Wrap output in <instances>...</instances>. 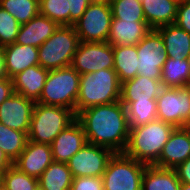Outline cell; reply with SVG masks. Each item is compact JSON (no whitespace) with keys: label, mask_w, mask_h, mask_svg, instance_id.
Listing matches in <instances>:
<instances>
[{"label":"cell","mask_w":190,"mask_h":190,"mask_svg":"<svg viewBox=\"0 0 190 190\" xmlns=\"http://www.w3.org/2000/svg\"><path fill=\"white\" fill-rule=\"evenodd\" d=\"M87 143L103 146L114 153H123L128 142L130 125L121 101L95 105L76 115Z\"/></svg>","instance_id":"cell-1"},{"label":"cell","mask_w":190,"mask_h":190,"mask_svg":"<svg viewBox=\"0 0 190 190\" xmlns=\"http://www.w3.org/2000/svg\"><path fill=\"white\" fill-rule=\"evenodd\" d=\"M174 126L155 119L145 125L130 127L124 154L147 165H153L160 157Z\"/></svg>","instance_id":"cell-2"},{"label":"cell","mask_w":190,"mask_h":190,"mask_svg":"<svg viewBox=\"0 0 190 190\" xmlns=\"http://www.w3.org/2000/svg\"><path fill=\"white\" fill-rule=\"evenodd\" d=\"M121 82L114 68L82 74L76 115L89 107L120 101Z\"/></svg>","instance_id":"cell-3"},{"label":"cell","mask_w":190,"mask_h":190,"mask_svg":"<svg viewBox=\"0 0 190 190\" xmlns=\"http://www.w3.org/2000/svg\"><path fill=\"white\" fill-rule=\"evenodd\" d=\"M80 77L72 66L49 70L41 96L36 103L66 107L76 115Z\"/></svg>","instance_id":"cell-4"},{"label":"cell","mask_w":190,"mask_h":190,"mask_svg":"<svg viewBox=\"0 0 190 190\" xmlns=\"http://www.w3.org/2000/svg\"><path fill=\"white\" fill-rule=\"evenodd\" d=\"M75 119V113L66 107L35 103L28 131V140L51 144L61 131Z\"/></svg>","instance_id":"cell-5"},{"label":"cell","mask_w":190,"mask_h":190,"mask_svg":"<svg viewBox=\"0 0 190 190\" xmlns=\"http://www.w3.org/2000/svg\"><path fill=\"white\" fill-rule=\"evenodd\" d=\"M80 43L73 25L59 26L53 35L38 47L39 65L48 70L71 66Z\"/></svg>","instance_id":"cell-6"},{"label":"cell","mask_w":190,"mask_h":190,"mask_svg":"<svg viewBox=\"0 0 190 190\" xmlns=\"http://www.w3.org/2000/svg\"><path fill=\"white\" fill-rule=\"evenodd\" d=\"M146 166L124 153H114L102 175L104 190H141Z\"/></svg>","instance_id":"cell-7"},{"label":"cell","mask_w":190,"mask_h":190,"mask_svg":"<svg viewBox=\"0 0 190 190\" xmlns=\"http://www.w3.org/2000/svg\"><path fill=\"white\" fill-rule=\"evenodd\" d=\"M112 18L109 2L89 4L73 25L80 42H107Z\"/></svg>","instance_id":"cell-8"},{"label":"cell","mask_w":190,"mask_h":190,"mask_svg":"<svg viewBox=\"0 0 190 190\" xmlns=\"http://www.w3.org/2000/svg\"><path fill=\"white\" fill-rule=\"evenodd\" d=\"M157 101V119L174 127H185L190 113V86L163 87Z\"/></svg>","instance_id":"cell-9"},{"label":"cell","mask_w":190,"mask_h":190,"mask_svg":"<svg viewBox=\"0 0 190 190\" xmlns=\"http://www.w3.org/2000/svg\"><path fill=\"white\" fill-rule=\"evenodd\" d=\"M136 46L138 55V75L161 81V69L168 56L164 40L160 33L156 29H151Z\"/></svg>","instance_id":"cell-10"},{"label":"cell","mask_w":190,"mask_h":190,"mask_svg":"<svg viewBox=\"0 0 190 190\" xmlns=\"http://www.w3.org/2000/svg\"><path fill=\"white\" fill-rule=\"evenodd\" d=\"M71 66L80 74L114 68L113 46L108 42H80Z\"/></svg>","instance_id":"cell-11"},{"label":"cell","mask_w":190,"mask_h":190,"mask_svg":"<svg viewBox=\"0 0 190 190\" xmlns=\"http://www.w3.org/2000/svg\"><path fill=\"white\" fill-rule=\"evenodd\" d=\"M114 152L106 147L87 143L68 162L73 178L102 177Z\"/></svg>","instance_id":"cell-12"},{"label":"cell","mask_w":190,"mask_h":190,"mask_svg":"<svg viewBox=\"0 0 190 190\" xmlns=\"http://www.w3.org/2000/svg\"><path fill=\"white\" fill-rule=\"evenodd\" d=\"M35 101L14 93L0 105V123L28 134Z\"/></svg>","instance_id":"cell-13"},{"label":"cell","mask_w":190,"mask_h":190,"mask_svg":"<svg viewBox=\"0 0 190 190\" xmlns=\"http://www.w3.org/2000/svg\"><path fill=\"white\" fill-rule=\"evenodd\" d=\"M190 157V128L175 127L163 146L159 159L153 164L175 169Z\"/></svg>","instance_id":"cell-14"},{"label":"cell","mask_w":190,"mask_h":190,"mask_svg":"<svg viewBox=\"0 0 190 190\" xmlns=\"http://www.w3.org/2000/svg\"><path fill=\"white\" fill-rule=\"evenodd\" d=\"M53 162L51 144L29 141L14 166L28 176L38 179Z\"/></svg>","instance_id":"cell-15"},{"label":"cell","mask_w":190,"mask_h":190,"mask_svg":"<svg viewBox=\"0 0 190 190\" xmlns=\"http://www.w3.org/2000/svg\"><path fill=\"white\" fill-rule=\"evenodd\" d=\"M85 144L84 129L75 119L51 143L53 161L67 163Z\"/></svg>","instance_id":"cell-16"},{"label":"cell","mask_w":190,"mask_h":190,"mask_svg":"<svg viewBox=\"0 0 190 190\" xmlns=\"http://www.w3.org/2000/svg\"><path fill=\"white\" fill-rule=\"evenodd\" d=\"M163 88L162 82L137 75L121 83L120 101L126 107L129 103L142 100H156Z\"/></svg>","instance_id":"cell-17"},{"label":"cell","mask_w":190,"mask_h":190,"mask_svg":"<svg viewBox=\"0 0 190 190\" xmlns=\"http://www.w3.org/2000/svg\"><path fill=\"white\" fill-rule=\"evenodd\" d=\"M150 31L146 21L112 18L107 42L112 46L137 45Z\"/></svg>","instance_id":"cell-18"},{"label":"cell","mask_w":190,"mask_h":190,"mask_svg":"<svg viewBox=\"0 0 190 190\" xmlns=\"http://www.w3.org/2000/svg\"><path fill=\"white\" fill-rule=\"evenodd\" d=\"M59 25L40 13L28 23L20 26L16 37V44L39 47L49 39Z\"/></svg>","instance_id":"cell-19"},{"label":"cell","mask_w":190,"mask_h":190,"mask_svg":"<svg viewBox=\"0 0 190 190\" xmlns=\"http://www.w3.org/2000/svg\"><path fill=\"white\" fill-rule=\"evenodd\" d=\"M49 70L34 65L12 77L14 93L30 98L35 102L40 98Z\"/></svg>","instance_id":"cell-20"},{"label":"cell","mask_w":190,"mask_h":190,"mask_svg":"<svg viewBox=\"0 0 190 190\" xmlns=\"http://www.w3.org/2000/svg\"><path fill=\"white\" fill-rule=\"evenodd\" d=\"M3 49L8 78H12L28 67L39 65L38 47L13 43L4 46Z\"/></svg>","instance_id":"cell-21"},{"label":"cell","mask_w":190,"mask_h":190,"mask_svg":"<svg viewBox=\"0 0 190 190\" xmlns=\"http://www.w3.org/2000/svg\"><path fill=\"white\" fill-rule=\"evenodd\" d=\"M145 20L151 29L175 23L178 5L171 0H142Z\"/></svg>","instance_id":"cell-22"},{"label":"cell","mask_w":190,"mask_h":190,"mask_svg":"<svg viewBox=\"0 0 190 190\" xmlns=\"http://www.w3.org/2000/svg\"><path fill=\"white\" fill-rule=\"evenodd\" d=\"M162 36L167 56L171 59H186L190 52V34L175 23L156 29Z\"/></svg>","instance_id":"cell-23"},{"label":"cell","mask_w":190,"mask_h":190,"mask_svg":"<svg viewBox=\"0 0 190 190\" xmlns=\"http://www.w3.org/2000/svg\"><path fill=\"white\" fill-rule=\"evenodd\" d=\"M180 181L174 169L147 165L141 190H180Z\"/></svg>","instance_id":"cell-24"},{"label":"cell","mask_w":190,"mask_h":190,"mask_svg":"<svg viewBox=\"0 0 190 190\" xmlns=\"http://www.w3.org/2000/svg\"><path fill=\"white\" fill-rule=\"evenodd\" d=\"M114 70L119 81L135 78L138 75V55L136 45L113 46Z\"/></svg>","instance_id":"cell-25"},{"label":"cell","mask_w":190,"mask_h":190,"mask_svg":"<svg viewBox=\"0 0 190 190\" xmlns=\"http://www.w3.org/2000/svg\"><path fill=\"white\" fill-rule=\"evenodd\" d=\"M72 181L68 164L53 161L38 178V186L43 190H70Z\"/></svg>","instance_id":"cell-26"},{"label":"cell","mask_w":190,"mask_h":190,"mask_svg":"<svg viewBox=\"0 0 190 190\" xmlns=\"http://www.w3.org/2000/svg\"><path fill=\"white\" fill-rule=\"evenodd\" d=\"M161 70L163 87L190 86V67L186 59H171L168 57Z\"/></svg>","instance_id":"cell-27"},{"label":"cell","mask_w":190,"mask_h":190,"mask_svg":"<svg viewBox=\"0 0 190 190\" xmlns=\"http://www.w3.org/2000/svg\"><path fill=\"white\" fill-rule=\"evenodd\" d=\"M28 134L0 123V149L14 162L26 147Z\"/></svg>","instance_id":"cell-28"},{"label":"cell","mask_w":190,"mask_h":190,"mask_svg":"<svg viewBox=\"0 0 190 190\" xmlns=\"http://www.w3.org/2000/svg\"><path fill=\"white\" fill-rule=\"evenodd\" d=\"M125 108L130 127L142 126L157 119L156 100L131 102Z\"/></svg>","instance_id":"cell-29"},{"label":"cell","mask_w":190,"mask_h":190,"mask_svg":"<svg viewBox=\"0 0 190 190\" xmlns=\"http://www.w3.org/2000/svg\"><path fill=\"white\" fill-rule=\"evenodd\" d=\"M0 7L14 16L20 25L40 13L39 0H0Z\"/></svg>","instance_id":"cell-30"},{"label":"cell","mask_w":190,"mask_h":190,"mask_svg":"<svg viewBox=\"0 0 190 190\" xmlns=\"http://www.w3.org/2000/svg\"><path fill=\"white\" fill-rule=\"evenodd\" d=\"M112 16L120 20L146 21L139 0H110Z\"/></svg>","instance_id":"cell-31"},{"label":"cell","mask_w":190,"mask_h":190,"mask_svg":"<svg viewBox=\"0 0 190 190\" xmlns=\"http://www.w3.org/2000/svg\"><path fill=\"white\" fill-rule=\"evenodd\" d=\"M40 14L56 22L59 26L70 25L68 0H39Z\"/></svg>","instance_id":"cell-32"},{"label":"cell","mask_w":190,"mask_h":190,"mask_svg":"<svg viewBox=\"0 0 190 190\" xmlns=\"http://www.w3.org/2000/svg\"><path fill=\"white\" fill-rule=\"evenodd\" d=\"M2 185L9 190H35L38 179L28 176L13 165L3 173Z\"/></svg>","instance_id":"cell-33"},{"label":"cell","mask_w":190,"mask_h":190,"mask_svg":"<svg viewBox=\"0 0 190 190\" xmlns=\"http://www.w3.org/2000/svg\"><path fill=\"white\" fill-rule=\"evenodd\" d=\"M20 24L8 11L0 7V46L4 47L16 41Z\"/></svg>","instance_id":"cell-34"},{"label":"cell","mask_w":190,"mask_h":190,"mask_svg":"<svg viewBox=\"0 0 190 190\" xmlns=\"http://www.w3.org/2000/svg\"><path fill=\"white\" fill-rule=\"evenodd\" d=\"M70 190H104L103 179L97 176L75 177Z\"/></svg>","instance_id":"cell-35"},{"label":"cell","mask_w":190,"mask_h":190,"mask_svg":"<svg viewBox=\"0 0 190 190\" xmlns=\"http://www.w3.org/2000/svg\"><path fill=\"white\" fill-rule=\"evenodd\" d=\"M175 24L190 34V0L178 5Z\"/></svg>","instance_id":"cell-36"},{"label":"cell","mask_w":190,"mask_h":190,"mask_svg":"<svg viewBox=\"0 0 190 190\" xmlns=\"http://www.w3.org/2000/svg\"><path fill=\"white\" fill-rule=\"evenodd\" d=\"M68 4L70 9V25H74L82 17L90 3L87 0H68Z\"/></svg>","instance_id":"cell-37"},{"label":"cell","mask_w":190,"mask_h":190,"mask_svg":"<svg viewBox=\"0 0 190 190\" xmlns=\"http://www.w3.org/2000/svg\"><path fill=\"white\" fill-rule=\"evenodd\" d=\"M180 183L190 184V157L175 169Z\"/></svg>","instance_id":"cell-38"},{"label":"cell","mask_w":190,"mask_h":190,"mask_svg":"<svg viewBox=\"0 0 190 190\" xmlns=\"http://www.w3.org/2000/svg\"><path fill=\"white\" fill-rule=\"evenodd\" d=\"M14 94L12 78L0 80V105Z\"/></svg>","instance_id":"cell-39"},{"label":"cell","mask_w":190,"mask_h":190,"mask_svg":"<svg viewBox=\"0 0 190 190\" xmlns=\"http://www.w3.org/2000/svg\"><path fill=\"white\" fill-rule=\"evenodd\" d=\"M14 162L0 149V173H4Z\"/></svg>","instance_id":"cell-40"},{"label":"cell","mask_w":190,"mask_h":190,"mask_svg":"<svg viewBox=\"0 0 190 190\" xmlns=\"http://www.w3.org/2000/svg\"><path fill=\"white\" fill-rule=\"evenodd\" d=\"M8 78L5 68L4 49L0 46V80Z\"/></svg>","instance_id":"cell-41"},{"label":"cell","mask_w":190,"mask_h":190,"mask_svg":"<svg viewBox=\"0 0 190 190\" xmlns=\"http://www.w3.org/2000/svg\"><path fill=\"white\" fill-rule=\"evenodd\" d=\"M180 190H190V184H188V183H181Z\"/></svg>","instance_id":"cell-42"},{"label":"cell","mask_w":190,"mask_h":190,"mask_svg":"<svg viewBox=\"0 0 190 190\" xmlns=\"http://www.w3.org/2000/svg\"><path fill=\"white\" fill-rule=\"evenodd\" d=\"M90 4L93 3H104V2H109L110 0H87Z\"/></svg>","instance_id":"cell-43"},{"label":"cell","mask_w":190,"mask_h":190,"mask_svg":"<svg viewBox=\"0 0 190 190\" xmlns=\"http://www.w3.org/2000/svg\"><path fill=\"white\" fill-rule=\"evenodd\" d=\"M185 127H186V128H190V113H189L188 119H187L186 122H185Z\"/></svg>","instance_id":"cell-44"},{"label":"cell","mask_w":190,"mask_h":190,"mask_svg":"<svg viewBox=\"0 0 190 190\" xmlns=\"http://www.w3.org/2000/svg\"><path fill=\"white\" fill-rule=\"evenodd\" d=\"M171 1H174L177 5H180L186 2L187 0H171Z\"/></svg>","instance_id":"cell-45"},{"label":"cell","mask_w":190,"mask_h":190,"mask_svg":"<svg viewBox=\"0 0 190 190\" xmlns=\"http://www.w3.org/2000/svg\"><path fill=\"white\" fill-rule=\"evenodd\" d=\"M186 60L188 62V65L190 67V52L188 53V55L186 56Z\"/></svg>","instance_id":"cell-46"},{"label":"cell","mask_w":190,"mask_h":190,"mask_svg":"<svg viewBox=\"0 0 190 190\" xmlns=\"http://www.w3.org/2000/svg\"><path fill=\"white\" fill-rule=\"evenodd\" d=\"M0 190H9V189H7L4 185H1Z\"/></svg>","instance_id":"cell-47"},{"label":"cell","mask_w":190,"mask_h":190,"mask_svg":"<svg viewBox=\"0 0 190 190\" xmlns=\"http://www.w3.org/2000/svg\"><path fill=\"white\" fill-rule=\"evenodd\" d=\"M2 173H0V186L2 185Z\"/></svg>","instance_id":"cell-48"},{"label":"cell","mask_w":190,"mask_h":190,"mask_svg":"<svg viewBox=\"0 0 190 190\" xmlns=\"http://www.w3.org/2000/svg\"><path fill=\"white\" fill-rule=\"evenodd\" d=\"M35 190H43V189L38 186Z\"/></svg>","instance_id":"cell-49"}]
</instances>
